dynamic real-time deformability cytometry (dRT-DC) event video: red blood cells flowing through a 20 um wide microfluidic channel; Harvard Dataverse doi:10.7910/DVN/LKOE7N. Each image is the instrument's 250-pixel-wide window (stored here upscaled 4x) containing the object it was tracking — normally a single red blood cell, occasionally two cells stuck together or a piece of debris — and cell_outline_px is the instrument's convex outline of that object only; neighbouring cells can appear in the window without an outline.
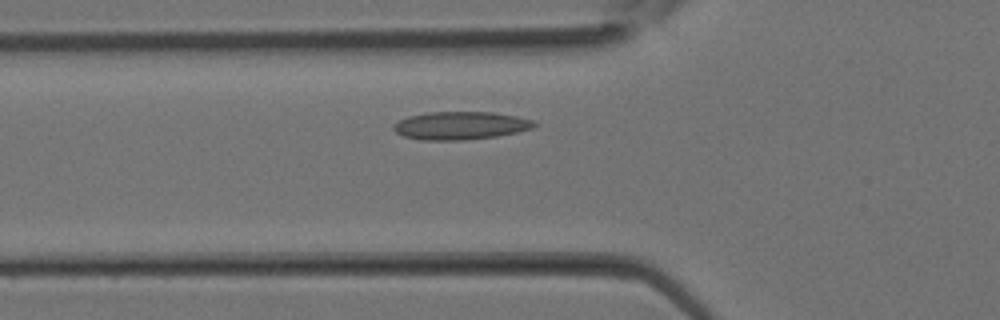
{"species": "Egyptian fruit bat (a non-hibernating species)", "species_latin": "Rousettus aegyptiacus", "temperature_condition": "room temperature", "stored_images_in_passage": 27, "camera_frame_rate_fps": 3000, "um_per_image_px": 0.085, "animal": {"sex": "female"}, "frame": {"image": 1, "passage_image": 6, "time_ms": 1.667, "image_size_px": [1000, 320], "cell_outline_px": [[540, 124], [532, 128], [516, 132], [496, 136], [464, 140], [420, 140], [404, 136], [396, 132], [392, 128], [392, 124], [408, 116], [428, 112], [492, 112], [516, 116], [532, 120]], "centroid_in_image_um": [39.12, 10.67], "position_along_channel_um": 86.7, "area_um2": 22.95}}
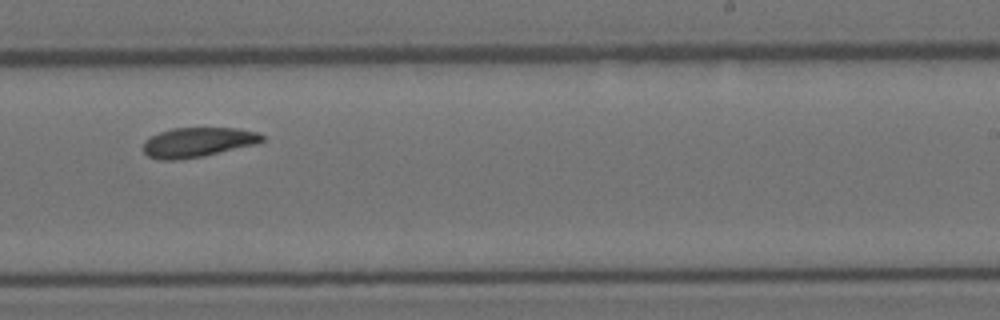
{"frame": {"image": 2, "passage_image": 15, "time_ms": 4.667, "image_size_px": [1000, 320], "cell_outline_px": [[264, 140], [256, 144], [204, 156], [176, 160], [160, 160], [148, 156], [144, 152], [144, 140], [160, 132], [172, 128], [240, 128], [260, 132], [264, 136]], "centroid_in_image_um": [16.84, 12.09], "position_along_channel_um": 272.2, "area_um2": 20.63}}
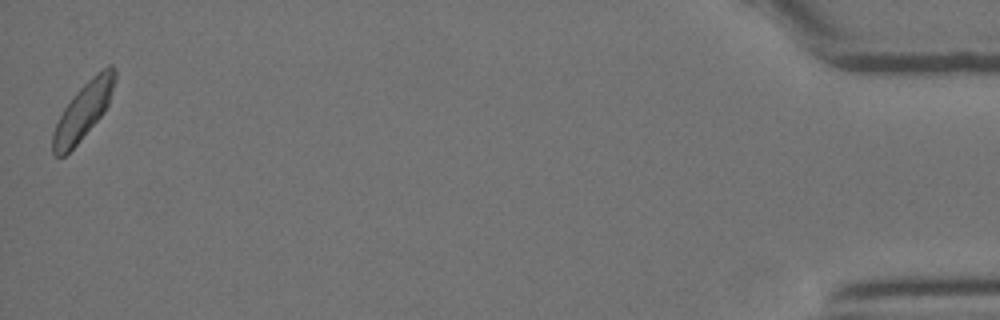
{"frame": {"image": 3, "passage_image": 27, "time_ms": 8.667, "image_size_px": [1000, 320], "cell_outline_px": [[116, 80], [108, 104], [104, 112], [80, 140], [64, 156], [56, 156], [52, 152], [52, 132], [64, 108], [72, 96], [96, 72], [108, 64], [112, 64], [116, 68]], "centroid_in_image_um": [7.09, 9.37], "position_along_channel_um": 428.1, "area_um2": 20.35}}